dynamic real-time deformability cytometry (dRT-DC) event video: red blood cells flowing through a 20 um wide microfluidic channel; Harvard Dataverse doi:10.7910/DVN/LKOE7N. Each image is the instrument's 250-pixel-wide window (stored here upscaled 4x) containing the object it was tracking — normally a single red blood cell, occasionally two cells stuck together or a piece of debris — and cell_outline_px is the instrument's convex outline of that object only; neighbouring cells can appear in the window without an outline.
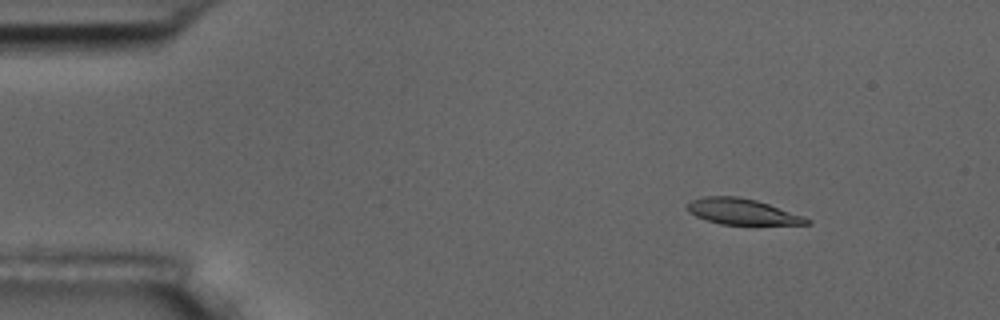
{"species": "common noctule bat (a hibernating species)", "species_latin": "Nyctalus noctula", "temperature_condition": "room temperature", "stored_images_in_passage": 5, "camera_frame_rate_fps": 3000, "um_per_image_px": 0.085, "animal": {"sex": "male", "body_mass_g": 17.5, "forearm_length_mm": 52.3}, "frame": {"image": 1, "passage_image": 2, "time_ms": 1.333, "image_size_px": [1000, 320], "cell_outline_px": [[812, 224], [756, 228], [720, 224], [696, 216], [688, 212], [684, 208], [692, 200], [704, 196], [740, 196], [756, 200], [804, 216], [812, 220]], "centroid_in_image_um": [63.19, 18.06], "position_along_channel_um": 21.8, "area_um2": 19.25}}
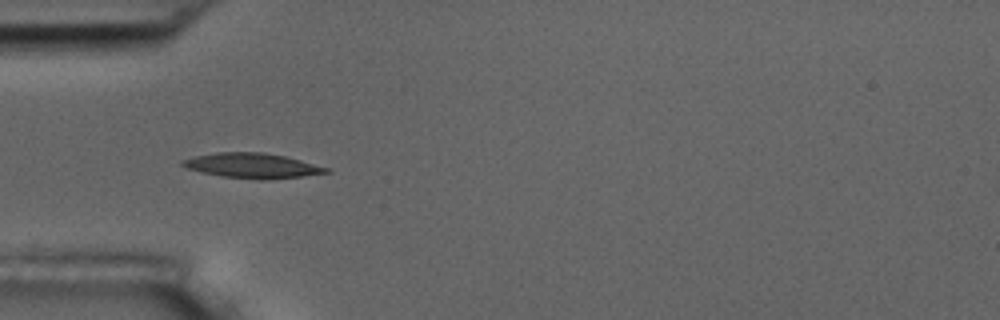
{"frame": {"image": 2, "passage_image": 5, "time_ms": 4.667, "image_size_px": [1000, 320], "cell_outline_px": [[332, 172], [300, 176], [260, 180], [220, 176], [200, 172], [184, 168], [180, 164], [180, 160], [196, 156], [216, 152], [264, 152], [284, 156], [332, 168]], "centroid_in_image_um": [21.42, 14.08], "position_along_channel_um": 63.6, "area_um2": 21.04}}